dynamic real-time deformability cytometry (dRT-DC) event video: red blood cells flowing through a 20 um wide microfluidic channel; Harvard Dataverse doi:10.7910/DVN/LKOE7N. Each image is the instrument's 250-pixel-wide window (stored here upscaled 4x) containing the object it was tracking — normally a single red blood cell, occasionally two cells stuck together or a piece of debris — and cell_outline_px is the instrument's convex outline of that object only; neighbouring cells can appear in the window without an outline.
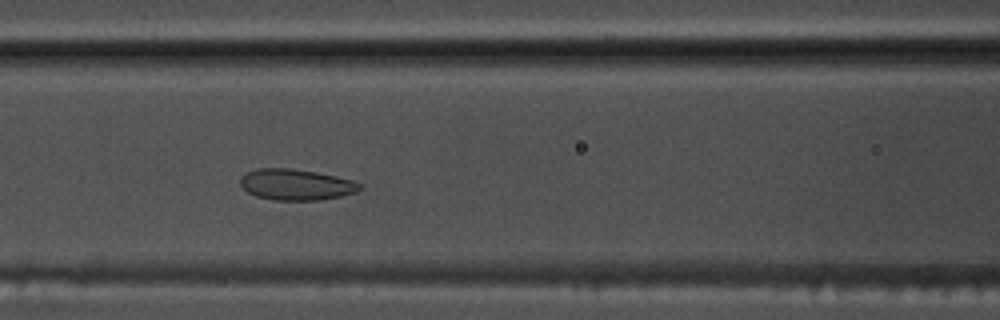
{"species": "common noctule bat (a hibernating species)", "species_latin": "Nyctalus noctula", "temperature_condition": "warm", "stored_images_in_passage": 51, "camera_frame_rate_fps": 3000, "um_per_image_px": 0.085, "animal": {"sex": "male", "body_mass_g": 17.5, "forearm_length_mm": 52.3}, "frame": {"image": 1, "passage_image": 20, "time_ms": 6.333, "image_size_px": [1000, 320], "cell_outline_px": [[364, 188], [356, 192], [340, 196], [320, 200], [272, 200], [256, 196], [248, 192], [240, 184], [240, 176], [256, 168], [288, 168], [316, 172], [336, 176], [352, 180], [360, 184]], "centroid_in_image_um": [25.16, 15.69], "position_along_channel_um": 141.4, "area_um2": 21.62}}
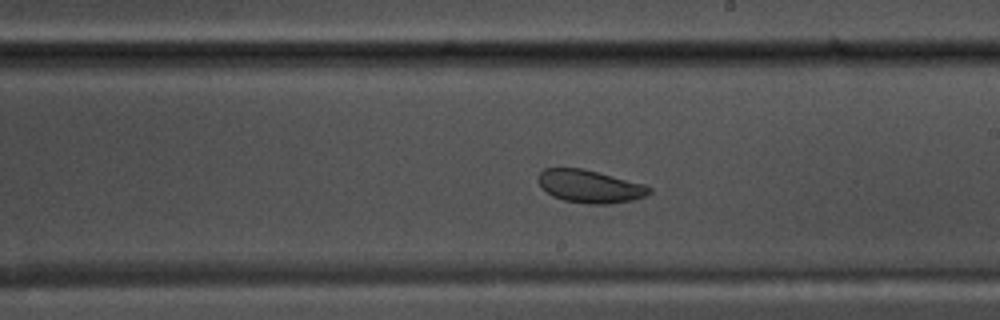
{"frame": {"image": 2, "passage_image": 28, "time_ms": 9.0, "image_size_px": [1000, 320], "cell_outline_px": [[652, 192], [636, 200], [612, 204], [588, 204], [564, 200], [552, 196], [540, 188], [536, 180], [540, 172], [544, 168], [580, 168], [644, 184], [652, 188]], "centroid_in_image_um": [50.11, 15.86], "position_along_channel_um": 238.9, "area_um2": 21.39}}
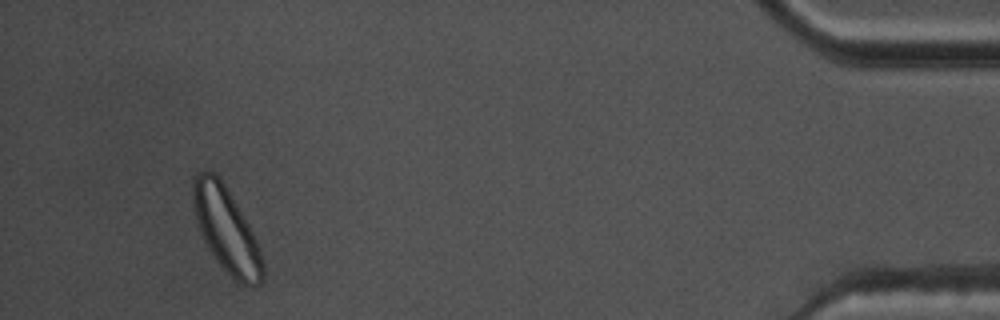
{"frame": {"image": 3, "passage_image": 48, "time_ms": 15.667, "image_size_px": [1000, 320], "cell_outline_px": [[264, 280], [260, 284], [252, 288], [248, 288], [240, 284], [216, 260], [208, 248], [200, 232], [196, 220], [192, 200], [192, 180], [196, 172], [212, 172], [224, 184], [244, 216], [256, 240], [264, 264]], "centroid_in_image_um": [19.24, 19.58], "position_along_channel_um": 416.0, "area_um2": 34.22}, "authors_computed_cell_mechanics": {"area_um2": 25.6632, "velocity_mm_per_s": 3.6822, "shape_relaxation_time_tau1_ms": 4.2616, "shape_relaxation_time_tau2_ms": 1.0378, "deformation_change_tau1": 0.088, "deformation_change_tau2": 0.0565}}